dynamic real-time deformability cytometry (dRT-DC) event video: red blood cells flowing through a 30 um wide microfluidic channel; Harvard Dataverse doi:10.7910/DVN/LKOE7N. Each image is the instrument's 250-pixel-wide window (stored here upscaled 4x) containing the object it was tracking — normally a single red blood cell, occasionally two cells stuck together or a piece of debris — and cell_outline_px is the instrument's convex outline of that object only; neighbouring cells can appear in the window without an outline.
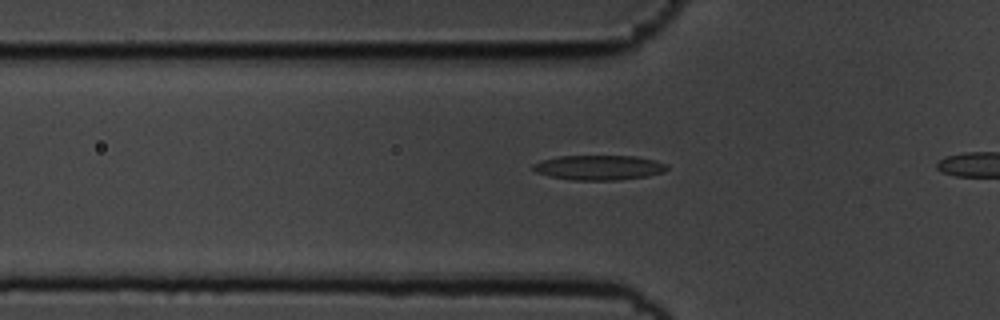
{"species": "common noctule bat (a hibernating species)", "species_latin": "Nyctalus noctula", "temperature_condition": "cold", "stored_images_in_passage": 23, "camera_frame_rate_fps": 3000, "um_per_image_px": 0.085, "animal": {"sex": "male", "body_mass_g": 19.5, "forearm_length_mm": 54.6}, "frame": {"image": 1, "passage_image": 3, "time_ms": 0.667, "image_size_px": [1000, 320], "cell_outline_px": [[668, 168], [664, 172], [648, 176], [620, 180], [572, 180], [552, 176], [536, 172], [532, 168], [532, 164], [540, 160], [560, 156], [636, 156], [656, 160], [668, 164]], "centroid_in_image_um": [50.94, 14.24], "position_along_channel_um": 74.9, "area_um2": 19.48}}
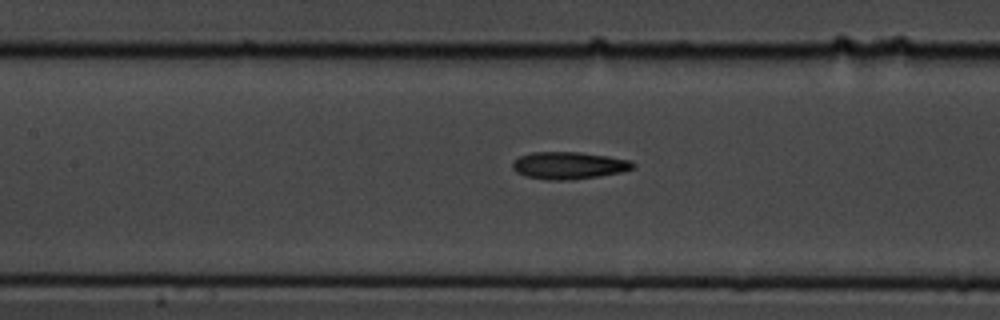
{"frame": {"image": 2, "passage_image": 10, "time_ms": 3.0, "image_size_px": [1000, 320], "cell_outline_px": [[636, 164], [632, 168], [620, 172], [572, 180], [548, 180], [524, 176], [516, 172], [512, 168], [512, 164], [520, 156], [532, 152], [580, 152], [608, 156], [632, 160]], "centroid_in_image_um": [48.34, 14.06], "position_along_channel_um": 159.1, "area_um2": 19.07}}
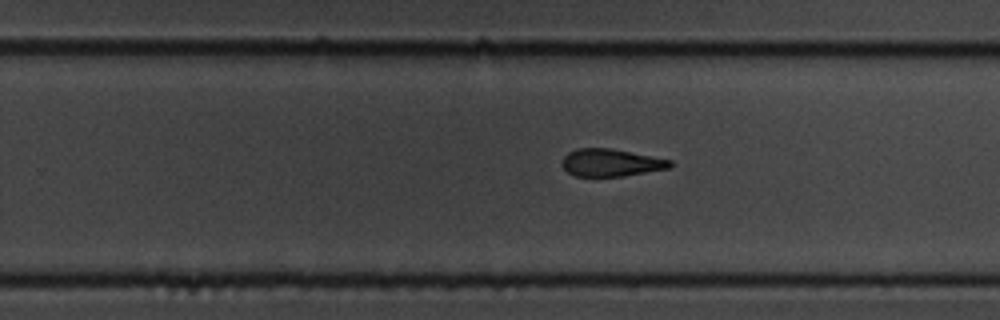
{"frame": {"image": 3, "passage_image": 20, "time_ms": 6.333, "image_size_px": [1000, 320], "cell_outline_px": [[672, 164], [668, 168], [624, 176], [572, 176], [564, 168], [564, 156], [568, 152], [576, 148], [612, 148], [672, 160]], "centroid_in_image_um": [51.93, 13.82], "position_along_channel_um": 277.9, "area_um2": 17.17}}